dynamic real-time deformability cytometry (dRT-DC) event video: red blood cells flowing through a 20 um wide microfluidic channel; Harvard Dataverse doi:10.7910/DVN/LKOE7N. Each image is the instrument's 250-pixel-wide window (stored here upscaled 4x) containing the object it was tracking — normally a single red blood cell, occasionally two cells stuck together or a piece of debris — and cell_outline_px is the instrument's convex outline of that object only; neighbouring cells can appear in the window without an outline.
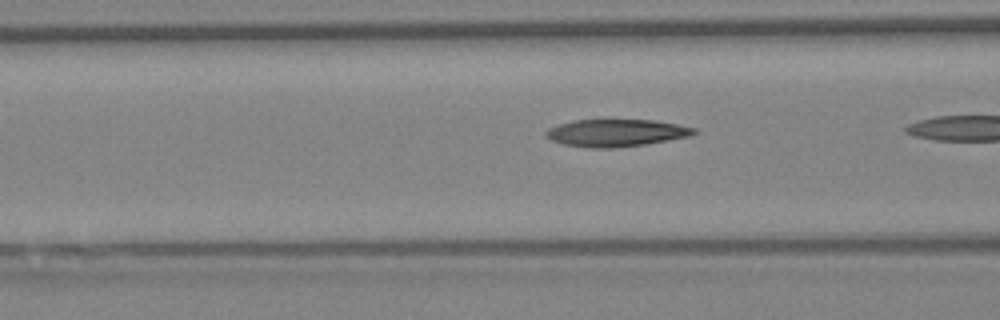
{"species": "Egyptian fruit bat (a non-hibernating species)", "species_latin": "Rousettus aegyptiacus", "temperature_condition": "warm", "stored_images_in_passage": 8, "camera_frame_rate_fps": 3000, "um_per_image_px": 0.085, "animal": {"sex": "female"}, "frame": {"image": 1, "passage_image": 3, "time_ms": 0.667, "image_size_px": [1000, 320], "cell_outline_px": [[696, 132], [688, 136], [668, 140], [644, 144], [612, 148], [592, 148], [564, 144], [552, 140], [544, 136], [544, 132], [548, 128], [556, 124], [572, 120], [656, 120], [696, 128]], "centroid_in_image_um": [52.31, 11.28], "position_along_channel_um": 114.3, "area_um2": 23.47}}